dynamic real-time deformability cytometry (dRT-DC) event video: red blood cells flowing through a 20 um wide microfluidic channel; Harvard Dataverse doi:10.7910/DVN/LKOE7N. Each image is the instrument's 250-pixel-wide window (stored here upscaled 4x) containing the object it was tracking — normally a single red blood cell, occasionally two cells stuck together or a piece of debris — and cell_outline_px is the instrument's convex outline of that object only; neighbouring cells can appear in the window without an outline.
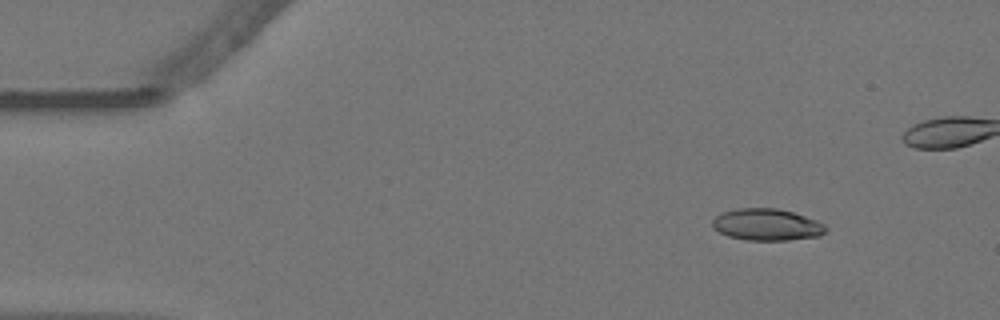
{"species": "Egyptian fruit bat (a non-hibernating species)", "species_latin": "Rousettus aegyptiacus", "temperature_condition": "warm", "stored_images_in_passage": 51, "camera_frame_rate_fps": 3000, "um_per_image_px": 0.085, "animal": {"sex": "female"}, "frame": {"image": 1, "passage_image": 7, "time_ms": 2.0, "image_size_px": [1000, 320], "cell_outline_px": [[828, 228], [820, 236], [788, 240], [748, 240], [728, 236], [712, 228], [712, 220], [716, 216], [724, 212], [736, 208], [776, 208], [792, 212], [816, 220], [824, 224]], "centroid_in_image_um": [65.17, 19.09], "position_along_channel_um": 19.8, "area_um2": 20.92}}
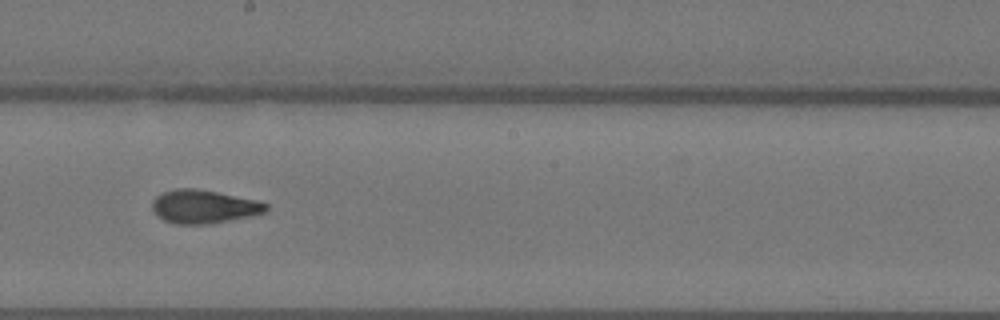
{"frame": {"image": 2, "passage_image": 32, "time_ms": 10.333, "image_size_px": [1000, 320], "cell_outline_px": [[268, 208], [264, 212], [248, 216], [212, 224], [176, 224], [164, 220], [156, 216], [152, 208], [152, 200], [156, 196], [164, 192], [176, 188], [192, 188], [216, 192], [256, 200], [268, 204]], "centroid_in_image_um": [17.28, 17.57], "position_along_channel_um": 230.9, "area_um2": 22.02}}
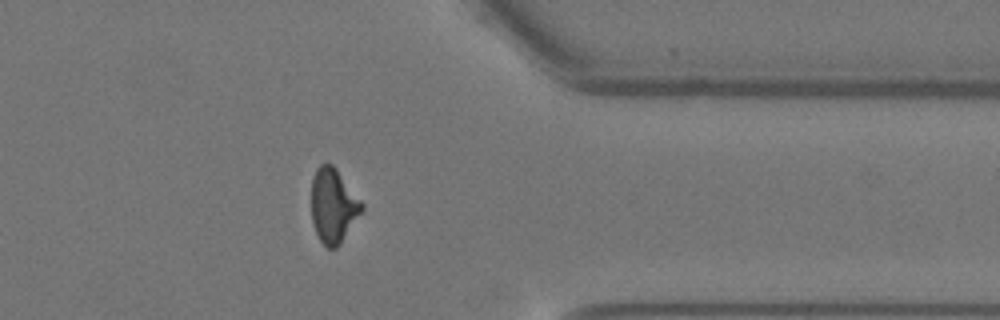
{"frame": {"image": 3, "passage_image": 46, "time_ms": 15.0, "image_size_px": [1000, 320], "cell_outline_px": [[364, 208], [340, 244], [336, 248], [328, 248], [320, 240], [312, 224], [312, 176], [316, 168], [320, 164], [332, 164], [336, 168], [364, 204]], "centroid_in_image_um": [28.32, 17.47], "position_along_channel_um": 383.1, "area_um2": 21.73}, "authors_computed_cell_mechanics": {"area_um2": 21.675, "velocity_mm_per_s": 3.5453, "shape_relaxation_time_tau1_ms": 7.6523, "shape_relaxation_time_tau2_ms": 2.1869, "deformation_change_tau1": 0.2346, "deformation_change_tau2": 0.09}}